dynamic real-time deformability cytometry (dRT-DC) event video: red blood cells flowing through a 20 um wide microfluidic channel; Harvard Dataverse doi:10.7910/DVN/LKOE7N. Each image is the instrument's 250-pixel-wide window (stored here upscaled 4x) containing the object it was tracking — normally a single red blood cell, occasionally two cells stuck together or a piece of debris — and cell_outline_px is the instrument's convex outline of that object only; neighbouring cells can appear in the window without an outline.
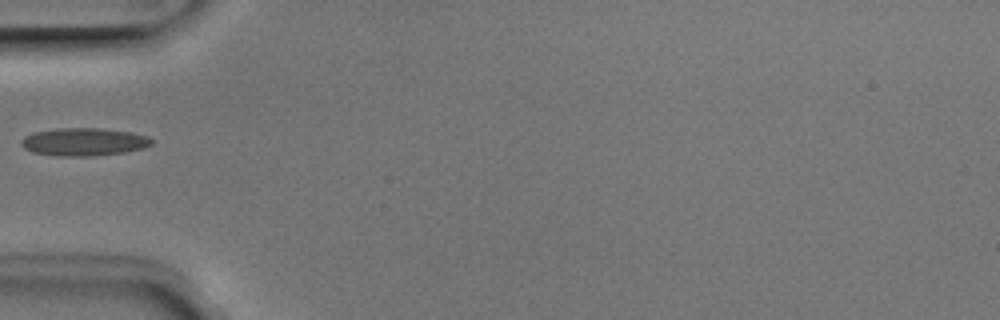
{"species": "Egyptian fruit bat (a non-hibernating species)", "species_latin": "Rousettus aegyptiacus", "temperature_condition": "room temperature", "stored_images_in_passage": 4, "camera_frame_rate_fps": 3000, "um_per_image_px": 0.085, "animal": {"sex": "male"}, "frame": {"image": 1, "passage_image": 3, "time_ms": 0.667, "image_size_px": [1000, 320], "cell_outline_px": [[152, 144], [144, 148], [124, 152], [92, 156], [64, 156], [32, 152], [24, 148], [20, 144], [20, 140], [24, 136], [32, 132], [56, 128], [100, 128], [132, 132], [148, 136], [152, 140]], "centroid_in_image_um": [7.11, 12.05], "position_along_channel_um": 77.9, "area_um2": 21.27}}